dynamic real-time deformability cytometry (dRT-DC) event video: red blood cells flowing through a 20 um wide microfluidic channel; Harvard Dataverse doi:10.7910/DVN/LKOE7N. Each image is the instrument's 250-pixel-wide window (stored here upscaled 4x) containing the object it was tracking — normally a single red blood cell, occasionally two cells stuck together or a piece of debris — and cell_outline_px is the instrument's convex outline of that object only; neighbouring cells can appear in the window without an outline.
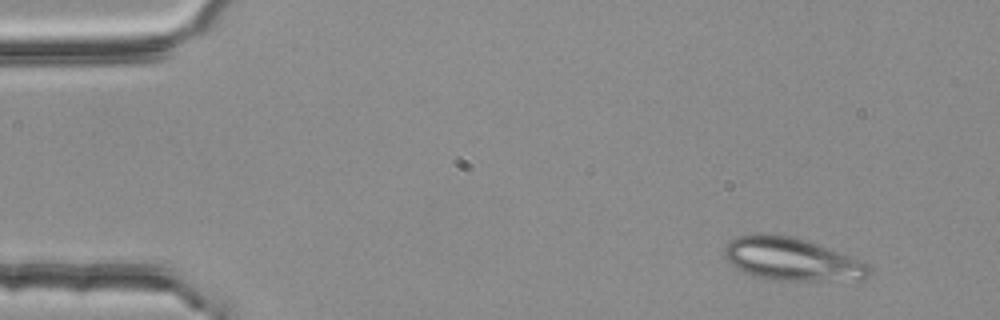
{"species": "common noctule bat (a hibernating species)", "species_latin": "Nyctalus noctula", "temperature_condition": "room temperature", "stored_images_in_passage": 3, "camera_frame_rate_fps": 3000, "um_per_image_px": 0.085, "animal": {"sex": "female", "body_mass_g": 25.1}, "frame": {"image": 1, "passage_image": 1, "time_ms": 0.0, "image_size_px": [1000, 320], "cell_outline_px": [[872, 272], [864, 280], [772, 280], [756, 276], [744, 272], [736, 268], [724, 256], [724, 248], [732, 240], [740, 236], [788, 236], [856, 256], [868, 264], [872, 268]], "centroid_in_image_um": [67.42, 22.08], "position_along_channel_um": 17.6, "area_um2": 35.49}}